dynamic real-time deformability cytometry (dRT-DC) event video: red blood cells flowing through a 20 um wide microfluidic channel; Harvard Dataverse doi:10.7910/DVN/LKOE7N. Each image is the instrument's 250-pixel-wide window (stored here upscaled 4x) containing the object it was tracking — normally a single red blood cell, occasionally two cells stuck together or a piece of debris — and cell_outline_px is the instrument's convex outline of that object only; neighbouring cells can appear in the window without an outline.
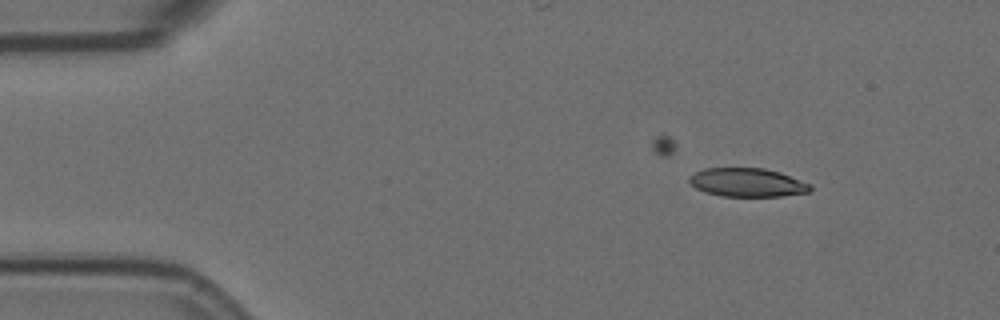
{"species": "Egyptian fruit bat (a non-hibernating species)", "species_latin": "Rousettus aegyptiacus", "temperature_condition": "room temperature", "stored_images_in_passage": 5, "camera_frame_rate_fps": 3000, "um_per_image_px": 0.085, "animal": {"sex": "female"}, "frame": {"image": 1, "passage_image": 1, "time_ms": 0.0, "image_size_px": [1000, 320], "cell_outline_px": [[812, 188], [808, 192], [780, 196], [720, 196], [704, 192], [696, 188], [688, 180], [688, 176], [704, 168], [764, 168], [780, 172], [812, 184]], "centroid_in_image_um": [63.51, 15.51], "position_along_channel_um": 21.5, "area_um2": 20.23}}
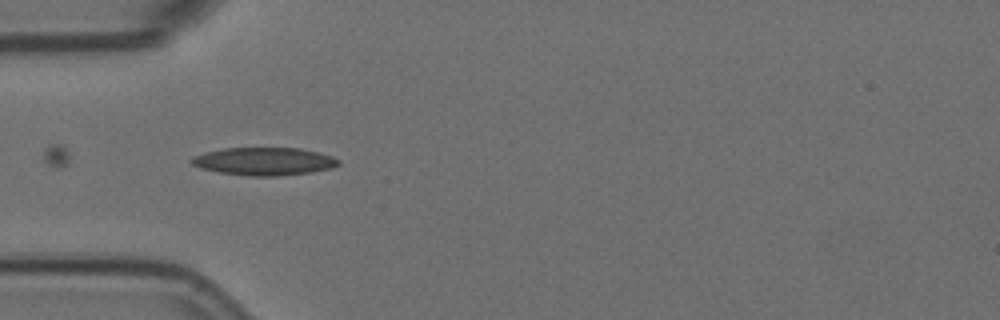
{"frame": {"image": 2, "passage_image": 4, "time_ms": 1.0, "image_size_px": [1000, 320], "cell_outline_px": [[340, 164], [332, 168], [312, 172], [276, 176], [248, 176], [220, 172], [200, 168], [192, 164], [188, 160], [192, 156], [204, 152], [224, 148], [300, 148], [332, 156], [340, 160]], "centroid_in_image_um": [22.43, 13.71], "position_along_channel_um": 62.6, "area_um2": 23.93}}
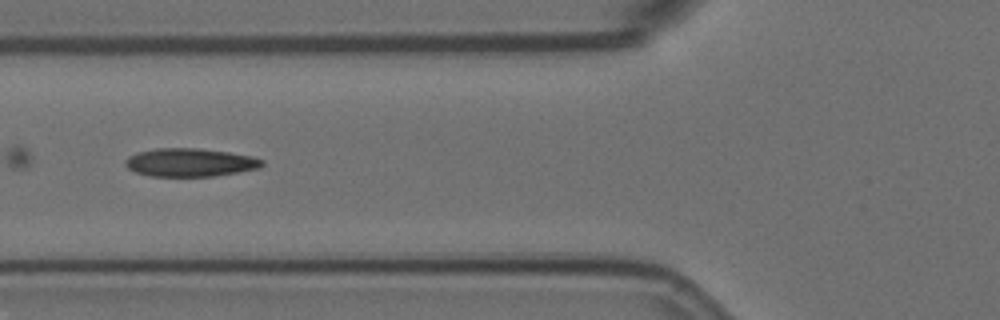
{"frame": {"image": 3, "passage_image": 5, "time_ms": 1.333, "image_size_px": [1000, 320], "cell_outline_px": [[264, 164], [260, 168], [212, 176], [148, 176], [136, 172], [128, 168], [124, 164], [124, 160], [128, 156], [136, 152], [156, 148], [196, 148], [228, 152], [252, 156], [264, 160]], "centroid_in_image_um": [16.12, 13.8], "position_along_channel_um": 109.7, "area_um2": 22.54}}